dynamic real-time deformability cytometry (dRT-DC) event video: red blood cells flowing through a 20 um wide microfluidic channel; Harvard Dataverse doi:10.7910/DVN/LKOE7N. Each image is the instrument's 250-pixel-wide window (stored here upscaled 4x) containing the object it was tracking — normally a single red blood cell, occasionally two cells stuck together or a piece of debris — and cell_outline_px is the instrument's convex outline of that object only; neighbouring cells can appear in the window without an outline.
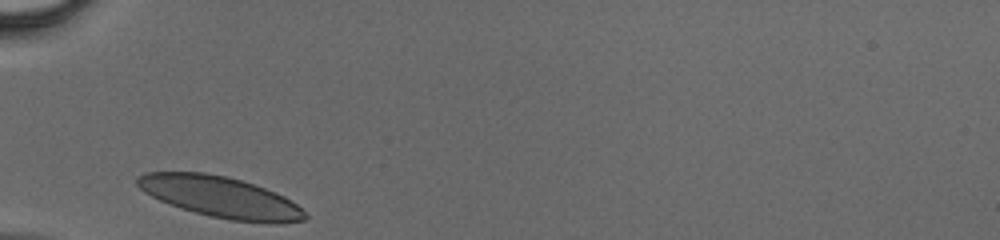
{"species": "human", "species_latin": "Homo sapiens", "temperature_condition": "cold", "stored_images_in_passage": 23, "camera_frame_rate_fps": 3000, "um_per_image_px": 0.085, "donor": {"sex": "male"}, "frame": {"image": 1, "passage_image": 1, "time_ms": 0.0, "image_size_px": [1000, 240], "cell_outline_px": [[308, 216], [304, 220], [276, 224], [232, 220], [212, 216], [196, 212], [160, 200], [144, 192], [136, 184], [136, 176], [144, 172], [204, 172], [228, 176], [276, 192], [284, 196], [296, 204]], "centroid_in_image_um": [18.73, 16.73], "position_along_channel_um": 66.3, "area_um2": 39.77}}
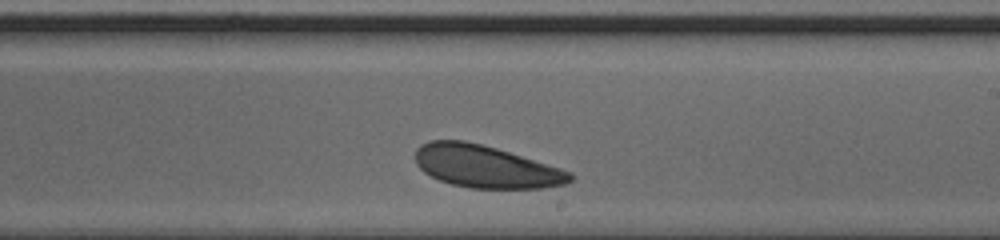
{"frame": {"image": 2, "passage_image": 14, "time_ms": 4.333, "image_size_px": [1000, 240], "cell_outline_px": [[572, 180], [564, 184], [540, 188], [472, 188], [452, 184], [440, 180], [424, 172], [416, 164], [416, 148], [420, 144], [428, 140], [464, 140], [496, 148], [560, 168], [572, 172]], "centroid_in_image_um": [41.25, 14.15], "position_along_channel_um": 247.7, "area_um2": 37.92}}
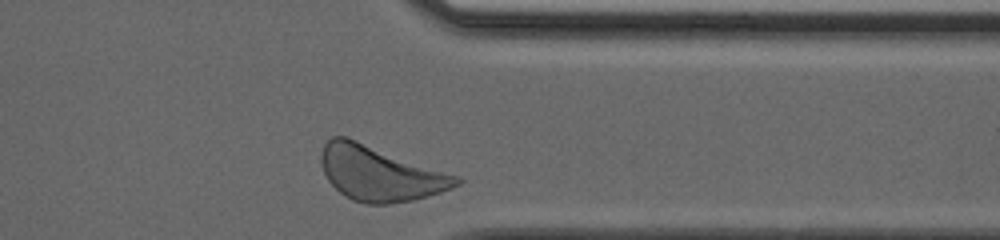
{"frame": {"image": 3, "passage_image": 23, "time_ms": 7.333, "image_size_px": [1000, 240], "cell_outline_px": [[464, 180], [460, 184], [452, 188], [440, 192], [412, 200], [388, 204], [368, 204], [352, 200], [344, 196], [328, 180], [320, 164], [320, 152], [324, 144], [332, 136], [344, 136], [356, 140], [460, 176]], "centroid_in_image_um": [32.29, 14.74], "position_along_channel_um": 379.1, "area_um2": 43.12}}